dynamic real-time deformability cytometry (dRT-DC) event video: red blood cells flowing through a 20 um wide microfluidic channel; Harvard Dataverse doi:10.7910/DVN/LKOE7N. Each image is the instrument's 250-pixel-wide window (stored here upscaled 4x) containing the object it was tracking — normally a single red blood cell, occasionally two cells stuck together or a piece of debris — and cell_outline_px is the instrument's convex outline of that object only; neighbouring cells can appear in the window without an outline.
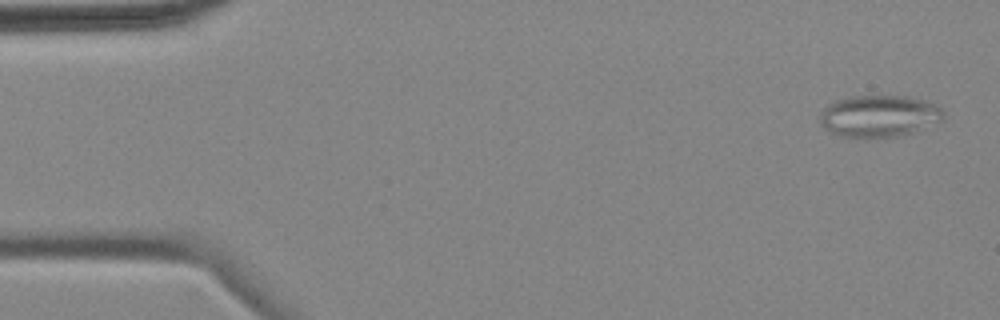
{"species": "common noctule bat (a hibernating species)", "species_latin": "Nyctalus noctula", "temperature_condition": "cold", "stored_images_in_passage": 6, "camera_frame_rate_fps": 3000, "um_per_image_px": 0.085, "animal": {"sex": "female", "body_mass_g": 18.4}, "frame": {"image": 1, "passage_image": 1, "time_ms": 0.0, "image_size_px": [1000, 320], "cell_outline_px": [[944, 116], [940, 120], [912, 132], [896, 136], [868, 140], [840, 136], [832, 132], [820, 124], [820, 112], [828, 104], [836, 100], [852, 96], [908, 96], [924, 100], [936, 104], [944, 112]], "centroid_in_image_um": [74.68, 9.88], "position_along_channel_um": 10.3, "area_um2": 30.35}}